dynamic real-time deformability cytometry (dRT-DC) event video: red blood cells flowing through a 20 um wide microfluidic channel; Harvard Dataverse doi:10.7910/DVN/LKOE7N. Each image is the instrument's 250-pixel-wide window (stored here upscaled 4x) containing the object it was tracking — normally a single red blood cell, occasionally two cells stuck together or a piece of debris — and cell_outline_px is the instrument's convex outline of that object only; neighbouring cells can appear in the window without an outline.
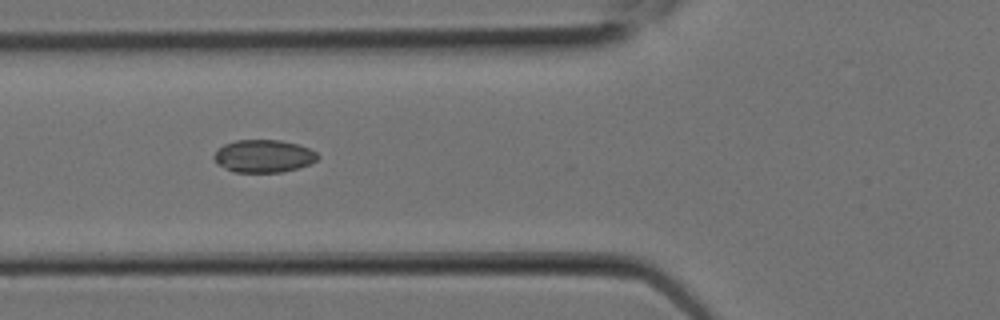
{"species": "Egyptian fruit bat (a non-hibernating species)", "species_latin": "Rousettus aegyptiacus", "temperature_condition": "room temperature", "stored_images_in_passage": 9, "camera_frame_rate_fps": 3000, "um_per_image_px": 0.085, "animal": {"sex": "female"}, "frame": {"image": 1, "passage_image": 8, "time_ms": 2.333, "image_size_px": [1000, 320], "cell_outline_px": [[320, 156], [316, 160], [300, 168], [280, 172], [232, 172], [216, 164], [212, 156], [224, 144], [236, 140], [280, 140], [300, 144], [316, 152]], "centroid_in_image_um": [22.4, 13.27], "position_along_channel_um": 103.4, "area_um2": 19.88}}
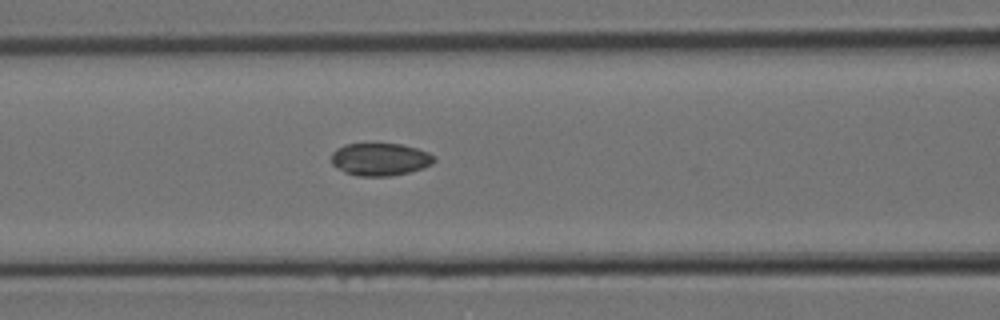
{"frame": {"image": 2, "passage_image": 9, "time_ms": 2.667, "image_size_px": [1000, 320], "cell_outline_px": [[436, 160], [432, 164], [424, 168], [408, 172], [388, 176], [356, 176], [344, 172], [336, 168], [332, 164], [332, 152], [336, 148], [344, 144], [400, 144], [416, 148], [428, 152], [436, 156]], "centroid_in_image_um": [32.3, 13.54], "position_along_channel_um": 134.3, "area_um2": 19.65}}